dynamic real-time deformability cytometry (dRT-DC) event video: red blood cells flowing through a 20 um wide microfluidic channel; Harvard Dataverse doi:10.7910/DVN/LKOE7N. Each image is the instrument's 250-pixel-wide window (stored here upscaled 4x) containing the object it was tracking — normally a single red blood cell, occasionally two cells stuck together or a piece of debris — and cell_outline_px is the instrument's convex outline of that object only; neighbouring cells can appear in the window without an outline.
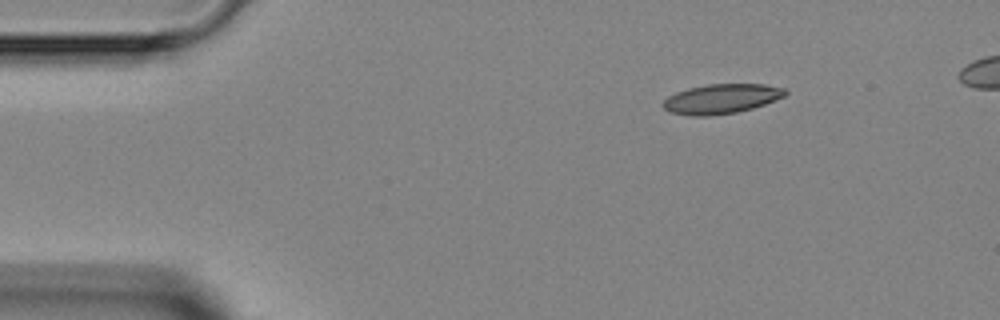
{"species": "Egyptian fruit bat (a non-hibernating species)", "species_latin": "Rousettus aegyptiacus", "temperature_condition": "room temperature", "stored_images_in_passage": 4, "camera_frame_rate_fps": 3000, "um_per_image_px": 0.085, "animal": {"sex": "female"}, "frame": {"image": 1, "passage_image": 1, "time_ms": 0.0, "image_size_px": [1000, 320], "cell_outline_px": [[788, 92], [784, 96], [776, 100], [752, 108], [736, 112], [708, 116], [692, 116], [668, 112], [660, 104], [668, 96], [676, 92], [688, 88], [708, 84], [764, 84], [788, 88]], "centroid_in_image_um": [61.31, 8.39], "position_along_channel_um": 23.7, "area_um2": 21.27}}